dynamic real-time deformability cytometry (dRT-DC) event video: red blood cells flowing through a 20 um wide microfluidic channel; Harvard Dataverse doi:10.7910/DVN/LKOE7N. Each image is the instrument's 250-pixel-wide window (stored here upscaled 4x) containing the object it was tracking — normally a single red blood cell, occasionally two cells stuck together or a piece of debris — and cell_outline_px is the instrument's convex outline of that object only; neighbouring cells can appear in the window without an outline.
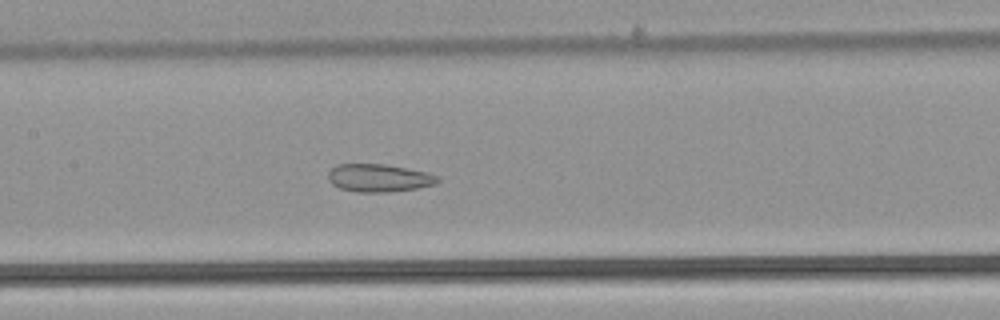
{"species": "common noctule bat (a hibernating species)", "species_latin": "Nyctalus noctula", "temperature_condition": "warm", "stored_images_in_passage": 43, "camera_frame_rate_fps": 3000, "um_per_image_px": 0.085, "animal": {"sex": "male", "body_mass_g": 21.5, "forearm_length_mm": 52.0}, "frame": {"image": 1, "passage_image": 16, "time_ms": 5.0, "image_size_px": [1000, 320], "cell_outline_px": [[440, 180], [436, 184], [416, 188], [388, 192], [356, 192], [340, 188], [332, 184], [328, 180], [328, 172], [336, 164], [384, 164], [424, 172], [440, 176]], "centroid_in_image_um": [32.18, 15.13], "position_along_channel_um": 175.2, "area_um2": 17.69}}
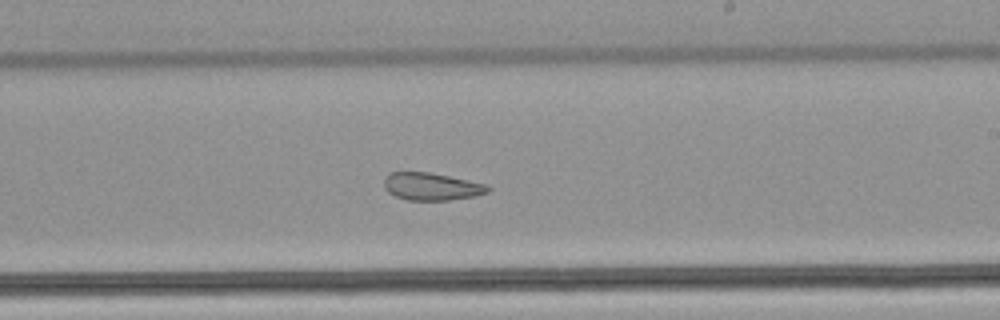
{"frame": {"image": 2, "passage_image": 22, "time_ms": 7.0, "image_size_px": [1000, 320], "cell_outline_px": [[492, 188], [488, 192], [476, 196], [448, 200], [408, 200], [396, 196], [388, 192], [384, 188], [384, 176], [388, 172], [428, 172], [488, 184]], "centroid_in_image_um": [36.68, 15.85], "position_along_channel_um": 252.3, "area_um2": 16.76}}
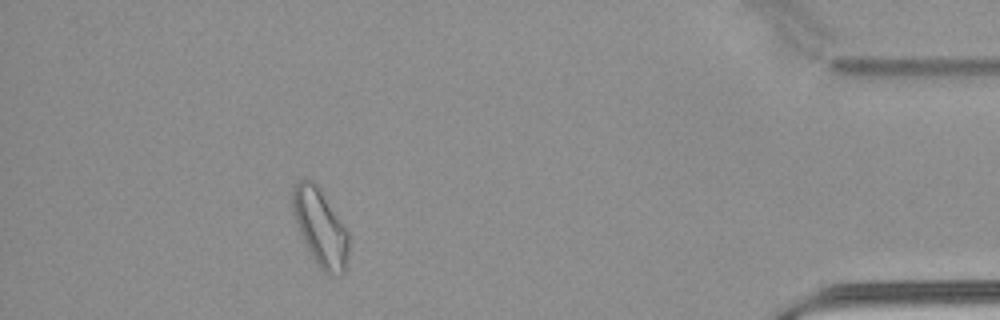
{"frame": {"image": 3, "passage_image": 38, "time_ms": 12.333, "image_size_px": [1000, 320], "cell_outline_px": [[348, 256], [344, 272], [340, 276], [328, 276], [320, 268], [312, 256], [300, 232], [292, 208], [292, 188], [296, 180], [312, 180], [348, 232]], "centroid_in_image_um": [27.22, 19.39], "position_along_channel_um": 408.0, "area_um2": 24.51}, "authors_computed_cell_mechanics": {"area_um2": 20.7502, "velocity_mm_per_s": 3.8686, "shape_relaxation_time_tau1_ms": null, "shape_relaxation_time_tau2_ms": 2.2287, "deformation_change_tau1": null, "deformation_change_tau2": 0.1019}}